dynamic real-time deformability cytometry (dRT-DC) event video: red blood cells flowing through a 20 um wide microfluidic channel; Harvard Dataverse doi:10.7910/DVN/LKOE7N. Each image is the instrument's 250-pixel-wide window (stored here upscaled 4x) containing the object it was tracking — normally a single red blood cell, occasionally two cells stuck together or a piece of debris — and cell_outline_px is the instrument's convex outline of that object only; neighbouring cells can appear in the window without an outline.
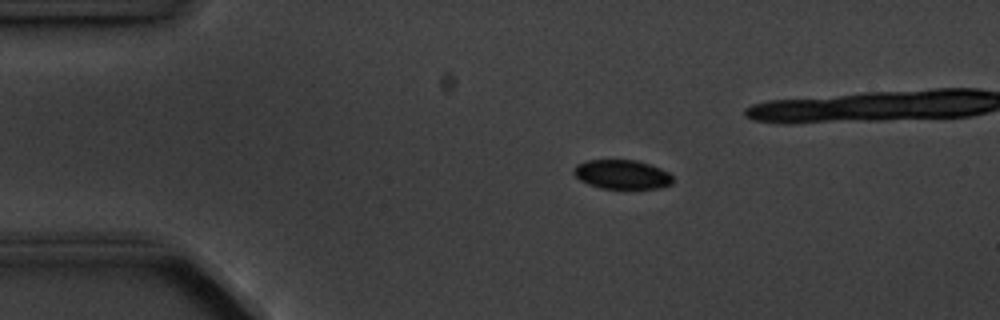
{"species": "common noctule bat (a hibernating species)", "species_latin": "Nyctalus noctula", "temperature_condition": "cold", "stored_images_in_passage": 6, "camera_frame_rate_fps": 3000, "um_per_image_px": 0.085, "animal": {"sex": "male", "body_mass_g": 20.1, "forearm_length_mm": 53.5}, "frame": {"image": 1, "passage_image": 3, "time_ms": 3.0, "image_size_px": [1000, 320], "cell_outline_px": [[672, 184], [660, 188], [600, 188], [588, 184], [580, 180], [572, 172], [576, 164], [588, 160], [636, 160], [660, 168], [668, 172], [672, 176]], "centroid_in_image_um": [52.85, 14.82], "position_along_channel_um": 32.1, "area_um2": 16.76}}